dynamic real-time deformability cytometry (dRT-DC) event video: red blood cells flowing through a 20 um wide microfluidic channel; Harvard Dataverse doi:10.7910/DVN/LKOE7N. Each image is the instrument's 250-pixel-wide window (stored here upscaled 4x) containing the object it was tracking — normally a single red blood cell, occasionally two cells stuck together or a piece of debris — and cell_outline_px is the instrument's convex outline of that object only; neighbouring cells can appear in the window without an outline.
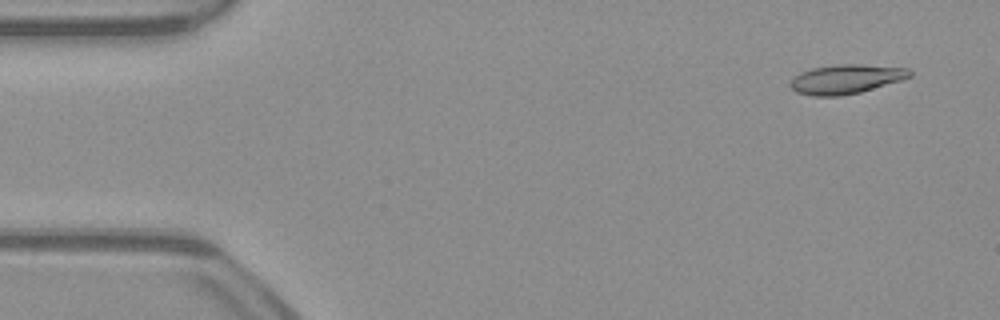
{"species": "common noctule bat (a hibernating species)", "species_latin": "Nyctalus noctula", "temperature_condition": "warm", "stored_images_in_passage": 50, "camera_frame_rate_fps": 3000, "um_per_image_px": 0.085, "animal": {"sex": "male", "body_mass_g": 23.1, "forearm_length_mm": 52.7}, "frame": {"image": 1, "passage_image": 2, "time_ms": 0.333, "image_size_px": [1000, 320], "cell_outline_px": [[912, 76], [900, 80], [860, 92], [840, 96], [812, 96], [796, 92], [788, 84], [800, 72], [812, 68], [840, 64], [860, 64], [908, 68], [912, 72]], "centroid_in_image_um": [71.9, 6.72], "position_along_channel_um": 13.1, "area_um2": 20.23}}
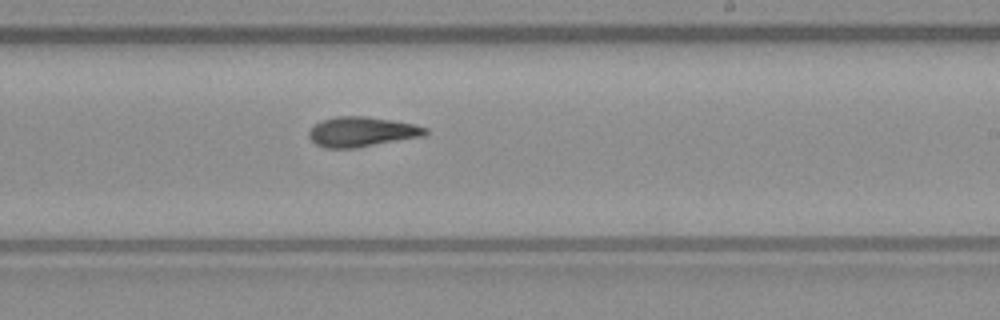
{"frame": {"image": 2, "passage_image": 29, "time_ms": 9.333, "image_size_px": [1000, 320], "cell_outline_px": [[428, 136], [352, 148], [324, 148], [316, 144], [308, 136], [308, 132], [320, 120], [336, 116], [364, 116], [392, 120], [416, 124], [428, 128]], "centroid_in_image_um": [30.8, 11.2], "position_along_channel_um": 258.2, "area_um2": 20.46}}
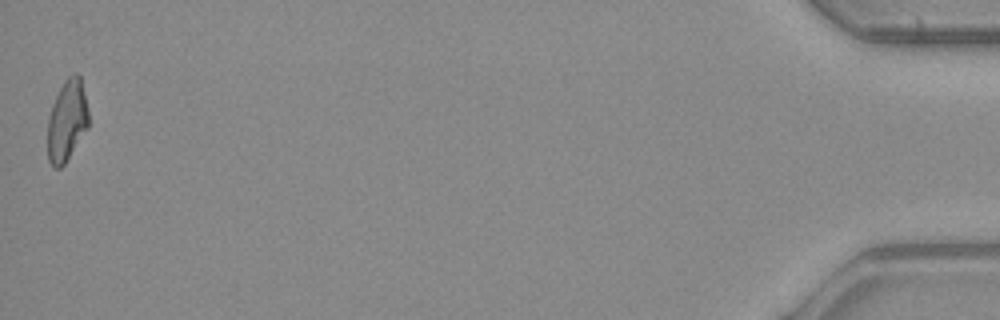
{"frame": {"image": 3, "passage_image": 50, "time_ms": 16.333, "image_size_px": [1000, 320], "cell_outline_px": [[88, 128], [64, 164], [60, 168], [52, 168], [48, 160], [48, 116], [52, 104], [64, 80], [68, 76], [76, 72], [80, 76], [84, 92], [88, 112]], "centroid_in_image_um": [5.68, 10.26], "position_along_channel_um": 429.5, "area_um2": 19.36}, "authors_computed_cell_mechanics": {"area_um2": 19.9988, "velocity_mm_per_s": 3.9791, "shape_relaxation_time_tau1_ms": null, "shape_relaxation_time_tau2_ms": 5.3157, "deformation_change_tau1": null, "deformation_change_tau2": 0.1583}}